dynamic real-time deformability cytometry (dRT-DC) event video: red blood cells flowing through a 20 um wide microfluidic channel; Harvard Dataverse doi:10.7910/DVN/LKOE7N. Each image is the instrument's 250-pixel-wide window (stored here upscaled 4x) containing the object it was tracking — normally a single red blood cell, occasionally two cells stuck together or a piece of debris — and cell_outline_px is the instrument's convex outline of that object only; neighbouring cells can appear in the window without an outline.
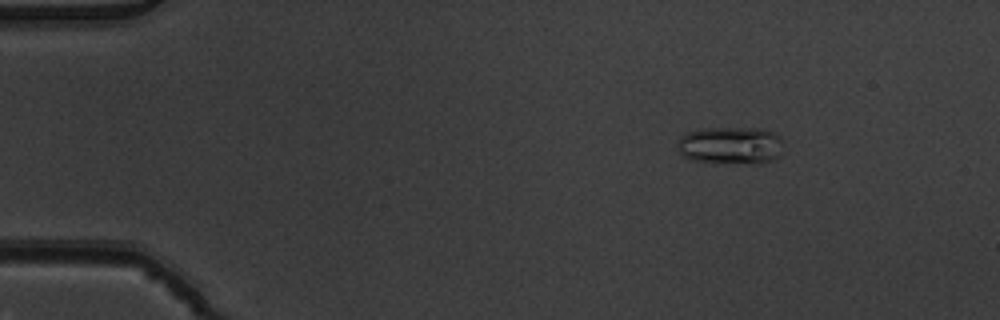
{"species": "common noctule bat (a hibernating species)", "species_latin": "Nyctalus noctula", "temperature_condition": "warm", "stored_images_in_passage": 4, "camera_frame_rate_fps": 3000, "um_per_image_px": 0.085, "animal": {"sex": "male", "body_mass_g": 19.5, "forearm_length_mm": 54.6}, "frame": {"image": 1, "passage_image": 1, "time_ms": 0.0, "image_size_px": [1000, 320], "cell_outline_px": [[784, 144], [776, 156], [772, 160], [760, 164], [752, 164], [692, 160], [684, 156], [680, 152], [680, 136], [688, 132], [704, 128], [760, 128], [772, 132], [780, 136], [784, 140]], "centroid_in_image_um": [62.16, 12.35], "position_along_channel_um": 22.8, "area_um2": 23.0}}